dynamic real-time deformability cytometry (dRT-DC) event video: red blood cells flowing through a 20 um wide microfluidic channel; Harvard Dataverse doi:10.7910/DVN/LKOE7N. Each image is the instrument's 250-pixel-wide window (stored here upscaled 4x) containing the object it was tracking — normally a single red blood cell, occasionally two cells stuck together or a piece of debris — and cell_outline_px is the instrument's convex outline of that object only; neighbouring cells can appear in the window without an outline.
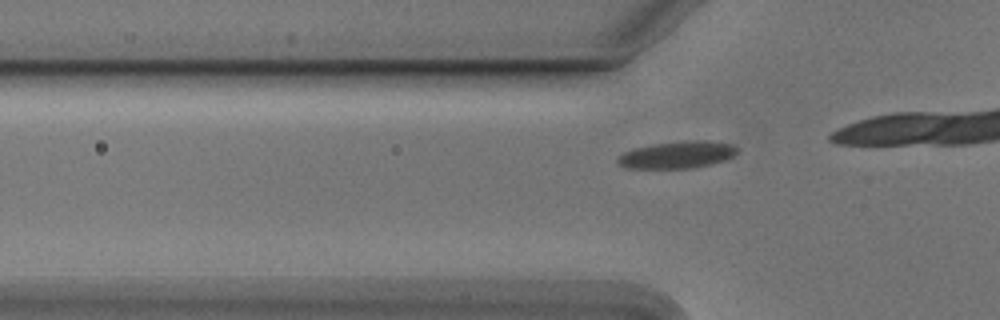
{"species": "Egyptian fruit bat (a non-hibernating species)", "species_latin": "Rousettus aegyptiacus", "temperature_condition": "cold", "stored_images_in_passage": 17, "camera_frame_rate_fps": 3000, "um_per_image_px": 0.085, "animal": {"sex": "male"}, "frame": {"image": 1, "passage_image": 11, "time_ms": 3.333, "image_size_px": [1000, 320], "cell_outline_px": [[736, 152], [732, 156], [724, 160], [692, 168], [628, 168], [620, 164], [616, 160], [624, 152], [632, 148], [652, 144], [684, 140], [708, 140], [732, 144], [736, 148]], "centroid_in_image_um": [57.54, 13.14], "position_along_channel_um": 68.3, "area_um2": 18.73}}
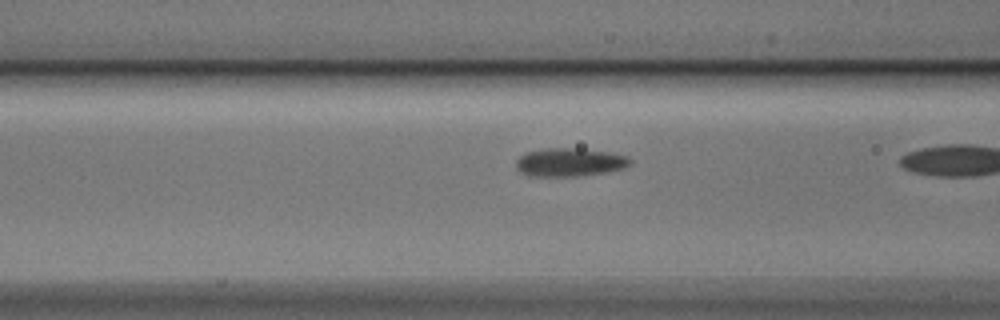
{"frame": {"image": 2, "passage_image": 15, "time_ms": 4.667, "image_size_px": [1000, 320], "cell_outline_px": [[632, 164], [624, 168], [604, 172], [576, 176], [528, 176], [520, 172], [516, 168], [516, 160], [520, 156], [528, 152], [544, 148], [580, 148], [608, 152], [628, 156], [632, 160]], "centroid_in_image_um": [48.42, 13.79], "position_along_channel_um": 118.2, "area_um2": 18.9}}